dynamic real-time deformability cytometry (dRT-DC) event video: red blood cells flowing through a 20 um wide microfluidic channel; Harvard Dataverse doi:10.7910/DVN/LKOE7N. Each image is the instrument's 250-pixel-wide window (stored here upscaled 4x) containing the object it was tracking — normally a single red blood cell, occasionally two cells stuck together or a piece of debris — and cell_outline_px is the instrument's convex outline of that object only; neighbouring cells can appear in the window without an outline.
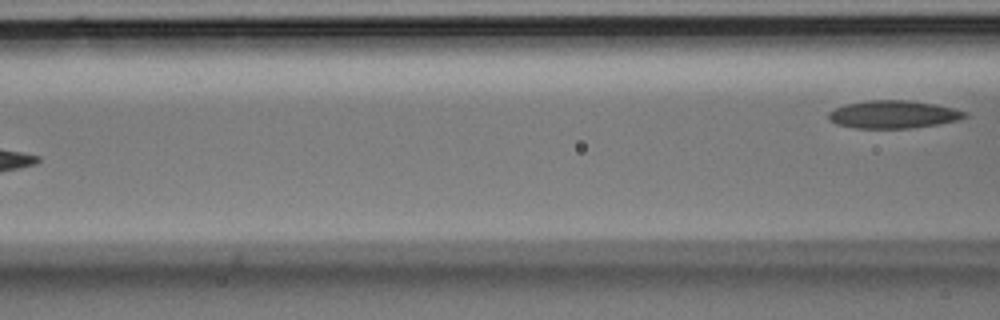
{"species": "Egyptian fruit bat (a non-hibernating species)", "species_latin": "Rousettus aegyptiacus", "temperature_condition": "room temperature", "stored_images_in_passage": 5, "camera_frame_rate_fps": 3000, "um_per_image_px": 0.085, "animal": {"sex": "male"}, "frame": {"image": 1, "passage_image": 5, "time_ms": 1.333, "image_size_px": [1000, 320], "cell_outline_px": [[968, 116], [956, 120], [936, 124], [908, 128], [856, 128], [836, 124], [828, 120], [828, 112], [844, 104], [868, 100], [912, 100], [936, 104], [968, 112]], "centroid_in_image_um": [75.9, 9.71], "position_along_channel_um": 90.7, "area_um2": 22.08}}